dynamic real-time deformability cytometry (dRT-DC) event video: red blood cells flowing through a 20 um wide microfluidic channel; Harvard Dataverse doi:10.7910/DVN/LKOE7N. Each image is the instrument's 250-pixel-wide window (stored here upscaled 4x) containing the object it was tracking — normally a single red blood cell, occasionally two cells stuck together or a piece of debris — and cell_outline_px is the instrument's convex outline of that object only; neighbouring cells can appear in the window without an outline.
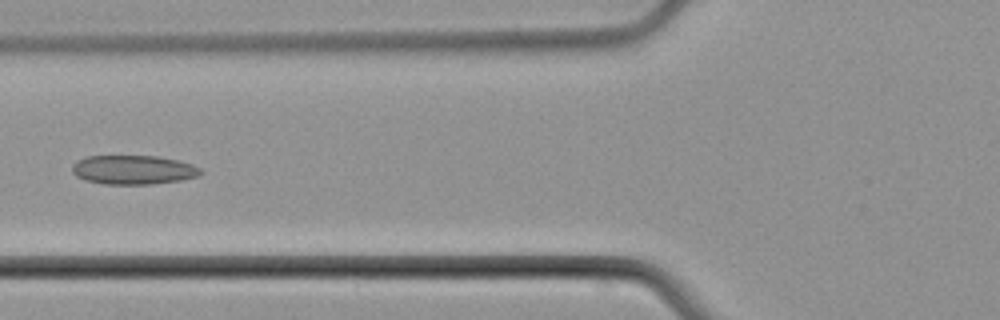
{"species": "common noctule bat (a hibernating species)", "species_latin": "Nyctalus noctula", "temperature_condition": "cold", "stored_images_in_passage": 6, "camera_frame_rate_fps": 3000, "um_per_image_px": 0.085, "animal": {"sex": "male", "body_mass_g": 21.5, "forearm_length_mm": 52.0}, "frame": {"image": 1, "passage_image": 6, "time_ms": 7.0, "image_size_px": [1000, 320], "cell_outline_px": [[204, 172], [200, 176], [180, 180], [152, 184], [104, 184], [84, 180], [76, 176], [72, 172], [72, 164], [76, 160], [88, 156], [156, 156], [176, 160], [192, 164], [200, 168]], "centroid_in_image_um": [11.32, 14.43], "position_along_channel_um": 114.5, "area_um2": 21.91}}